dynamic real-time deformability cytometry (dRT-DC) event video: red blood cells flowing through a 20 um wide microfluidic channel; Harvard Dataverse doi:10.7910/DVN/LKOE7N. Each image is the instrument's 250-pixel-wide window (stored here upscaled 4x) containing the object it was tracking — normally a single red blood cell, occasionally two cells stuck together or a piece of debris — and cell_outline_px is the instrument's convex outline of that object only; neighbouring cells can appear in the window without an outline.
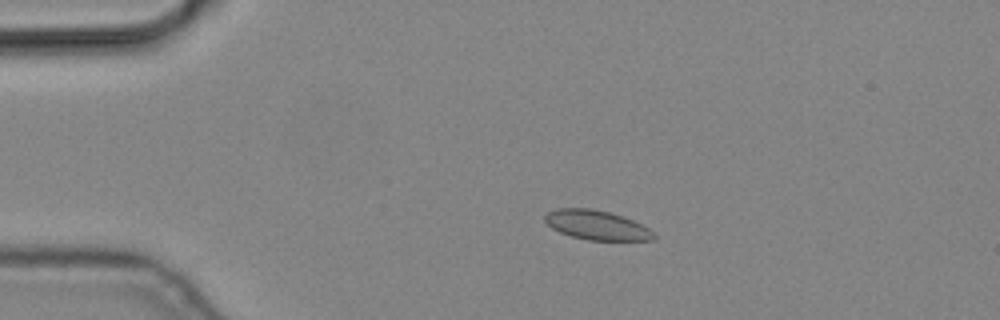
{"species": "common noctule bat (a hibernating species)", "species_latin": "Nyctalus noctula", "temperature_condition": "cold", "stored_images_in_passage": 10, "camera_frame_rate_fps": 3000, "um_per_image_px": 0.085, "animal": {"sex": "male", "body_mass_g": 19.2, "forearm_length_mm": 51.8}, "frame": {"image": 1, "passage_image": 3, "time_ms": 0.667, "image_size_px": [1000, 320], "cell_outline_px": [[656, 236], [652, 240], [588, 240], [572, 236], [560, 232], [552, 228], [544, 220], [544, 216], [548, 212], [556, 208], [588, 208], [608, 212], [632, 220], [656, 232]], "centroid_in_image_um": [50.71, 19.13], "position_along_channel_um": 34.3, "area_um2": 18.5}}
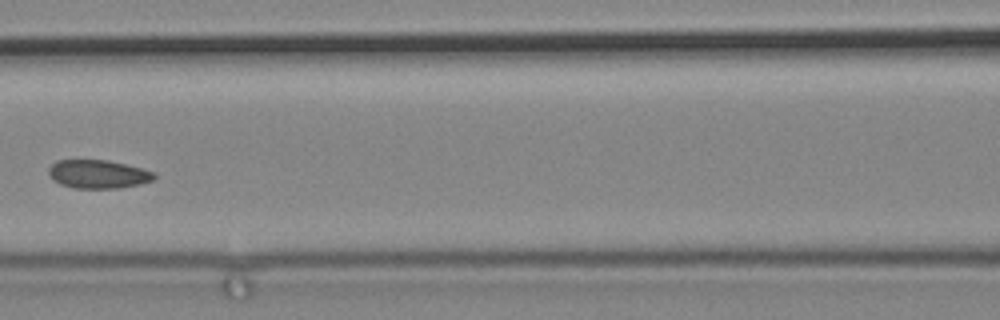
{"frame": {"image": 2, "passage_image": 7, "time_ms": 2.0, "image_size_px": [1000, 320], "cell_outline_px": [[156, 176], [152, 180], [140, 184], [120, 188], [72, 188], [60, 184], [52, 180], [48, 176], [48, 168], [56, 160], [108, 160], [156, 172]], "centroid_in_image_um": [8.3, 14.8], "position_along_channel_um": 158.3, "area_um2": 17.63}}
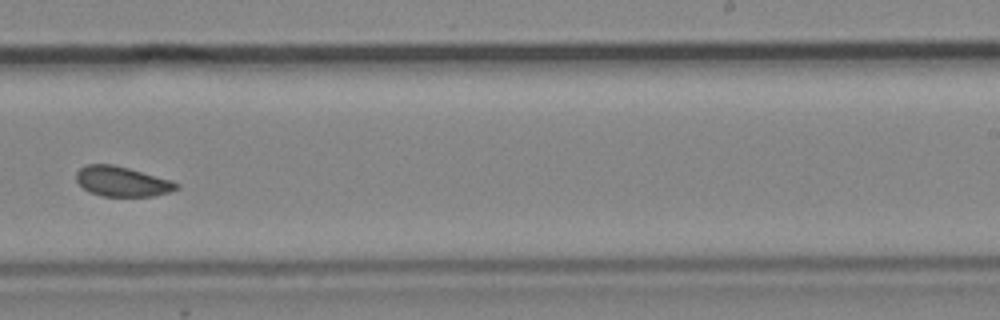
{"frame": {"image": 3, "passage_image": 10, "time_ms": 3.0, "image_size_px": [1000, 320], "cell_outline_px": [[180, 188], [172, 192], [152, 196], [100, 196], [88, 192], [76, 180], [76, 172], [80, 168], [88, 164], [112, 164], [128, 168], [172, 180], [180, 184]], "centroid_in_image_um": [10.4, 15.43], "position_along_channel_um": 278.6, "area_um2": 17.63}}